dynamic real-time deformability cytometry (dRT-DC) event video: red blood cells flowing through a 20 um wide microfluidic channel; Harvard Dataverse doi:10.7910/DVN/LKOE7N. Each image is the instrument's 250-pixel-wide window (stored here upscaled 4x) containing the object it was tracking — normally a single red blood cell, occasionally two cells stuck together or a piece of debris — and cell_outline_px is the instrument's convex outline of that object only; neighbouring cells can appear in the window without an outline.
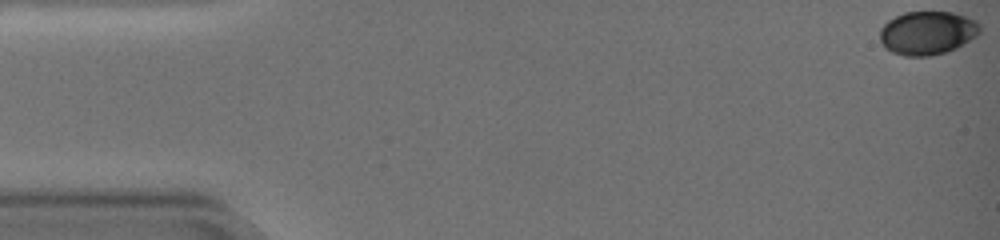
{"species": "common noctule bat (a hibernating species)", "species_latin": "Nyctalus noctula", "temperature_condition": "warm", "stored_images_in_passage": 57, "camera_frame_rate_fps": 3000, "um_per_image_px": 0.085, "animal": {"sex": "female", "body_mass_g": 19.0, "forearm_length_mm": 51.5}, "frame": {"image": 1, "passage_image": 1, "time_ms": 0.0, "image_size_px": [1000, 240], "cell_outline_px": [[980, 32], [976, 36], [964, 44], [956, 48], [944, 52], [928, 56], [904, 56], [892, 52], [884, 48], [880, 40], [880, 28], [888, 20], [904, 12], [952, 12], [968, 16], [976, 20], [980, 24]], "centroid_in_image_um": [78.83, 2.79], "position_along_channel_um": 6.2, "area_um2": 25.55}}
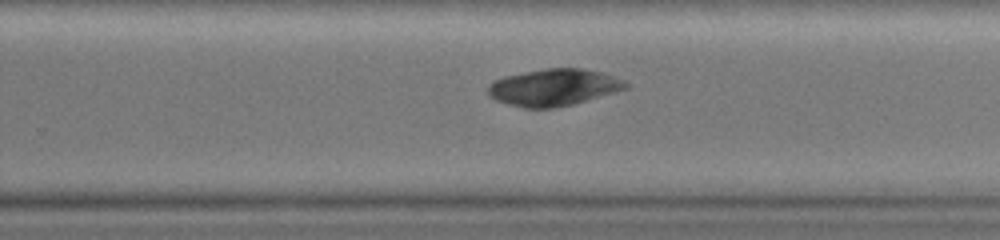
{"frame": {"image": 2, "passage_image": 39, "time_ms": 12.667, "image_size_px": [1000, 240], "cell_outline_px": [[628, 88], [616, 92], [572, 104], [556, 108], [524, 108], [508, 104], [496, 100], [488, 96], [488, 84], [504, 76], [548, 68], [580, 68], [604, 72], [624, 80], [628, 84]], "centroid_in_image_um": [47.08, 7.43], "position_along_channel_um": 282.7, "area_um2": 29.59}}
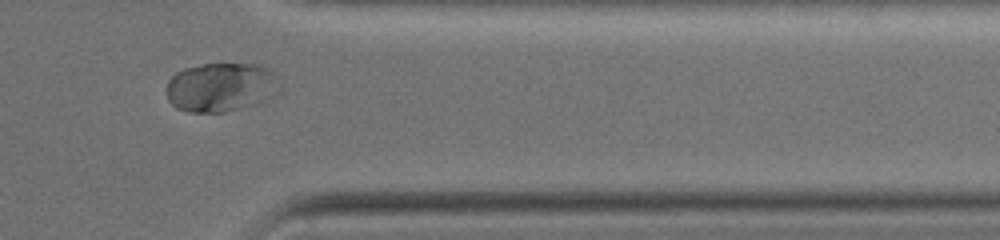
{"frame": {"image": 3, "passage_image": 49, "time_ms": 16.0, "image_size_px": [1000, 240], "cell_outline_px": [[284, 88], [280, 92], [256, 104], [224, 112], [192, 112], [176, 108], [168, 100], [168, 80], [176, 72], [184, 68], [204, 64], [256, 64], [268, 68], [276, 76]], "centroid_in_image_um": [18.83, 7.41], "position_along_channel_um": 392.6, "area_um2": 32.54}}